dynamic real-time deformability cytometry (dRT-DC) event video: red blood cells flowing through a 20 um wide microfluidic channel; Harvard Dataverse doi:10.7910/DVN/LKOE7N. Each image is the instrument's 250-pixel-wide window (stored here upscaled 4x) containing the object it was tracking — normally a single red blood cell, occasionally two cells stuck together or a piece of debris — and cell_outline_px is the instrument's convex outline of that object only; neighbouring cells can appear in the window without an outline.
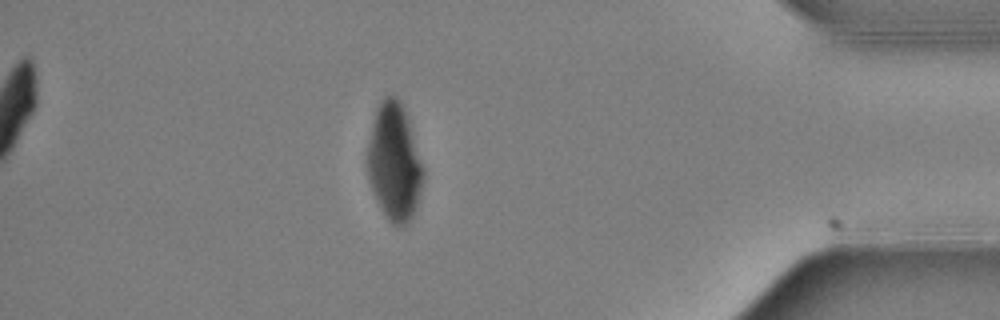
{"species": "Egyptian fruit bat (a non-hibernating species)", "species_latin": "Rousettus aegyptiacus", "temperature_condition": "warm", "stored_images_in_passage": 57, "camera_frame_rate_fps": 3000, "um_per_image_px": 0.085, "animal": {"sex": "female"}, "frame": {"image": 1, "passage_image": 50, "time_ms": 16.333, "image_size_px": [1000, 320], "cell_outline_px": [[424, 180], [416, 208], [408, 224], [396, 228], [384, 216], [376, 200], [368, 176], [368, 144], [372, 124], [376, 108], [380, 100], [384, 96], [392, 92], [396, 96], [408, 116], [424, 168]], "centroid_in_image_um": [33.53, 13.79], "position_along_channel_um": 401.7, "area_um2": 38.61}}